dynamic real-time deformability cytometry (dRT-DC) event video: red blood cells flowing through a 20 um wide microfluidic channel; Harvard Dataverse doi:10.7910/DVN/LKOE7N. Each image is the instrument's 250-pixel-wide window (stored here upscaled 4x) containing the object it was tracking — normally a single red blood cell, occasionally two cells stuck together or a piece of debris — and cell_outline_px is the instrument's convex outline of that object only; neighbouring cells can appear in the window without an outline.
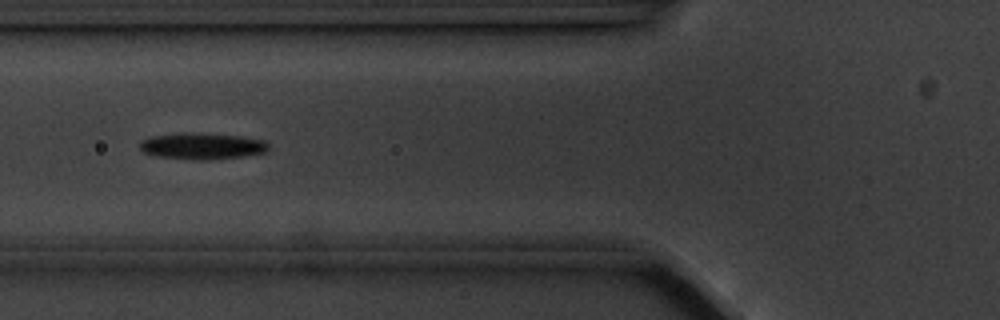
{"species": "common noctule bat (a hibernating species)", "species_latin": "Nyctalus noctula", "temperature_condition": "cold", "stored_images_in_passage": 14, "camera_frame_rate_fps": 3000, "um_per_image_px": 0.085, "animal": {"sex": "male", "body_mass_g": 20.1, "forearm_length_mm": 53.5}, "frame": {"image": 1, "passage_image": 5, "time_ms": 5.333, "image_size_px": [1000, 320], "cell_outline_px": [[268, 148], [264, 152], [244, 156], [208, 160], [196, 160], [156, 156], [144, 152], [140, 148], [140, 140], [152, 136], [184, 132], [192, 132], [244, 136], [264, 140], [268, 144]], "centroid_in_image_um": [17.17, 12.41], "position_along_channel_um": 108.6, "area_um2": 19.94}}
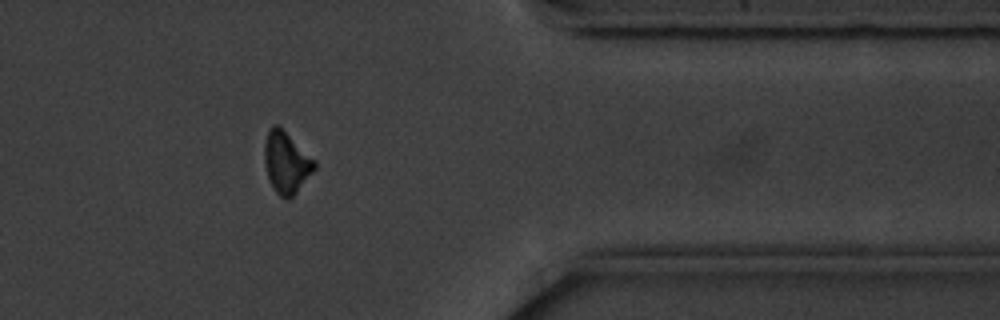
{"frame": {"image": 2, "passage_image": 12, "time_ms": 13.667, "image_size_px": [1000, 320], "cell_outline_px": [[316, 168], [296, 192], [288, 200], [284, 200], [276, 192], [268, 176], [264, 160], [264, 144], [268, 128], [272, 124], [276, 124], [316, 160]], "centroid_in_image_um": [24.33, 13.8], "position_along_channel_um": 387.1, "area_um2": 17.74}}
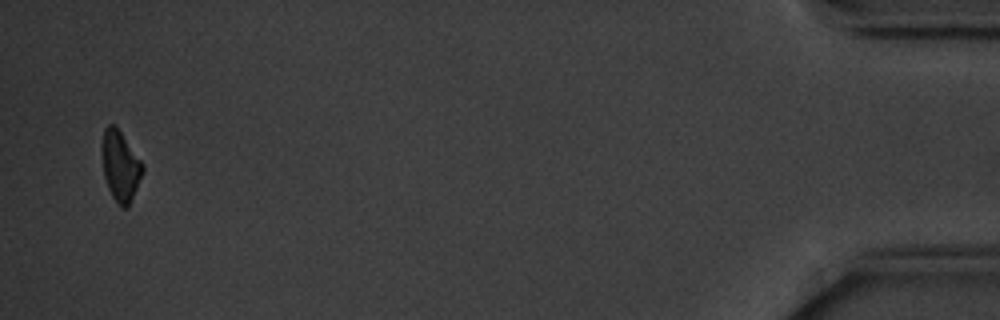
{"frame": {"image": 3, "passage_image": 14, "time_ms": 16.667, "image_size_px": [1000, 320], "cell_outline_px": [[144, 172], [128, 208], [120, 208], [112, 196], [108, 188], [104, 176], [100, 148], [104, 128], [108, 124], [112, 124], [120, 132], [144, 164]], "centroid_in_image_um": [10.22, 14.14], "position_along_channel_um": 425.0, "area_um2": 16.88}, "authors_computed_cell_mechanics": {"area_um2": 18.2648, "velocity_mm_per_s": 3.5567, "shape_relaxation_time_tau1_ms": 1.8706, "shape_relaxation_time_tau2_ms": null, "deformation_change_tau1": 0.1032, "deformation_change_tau2": null}}